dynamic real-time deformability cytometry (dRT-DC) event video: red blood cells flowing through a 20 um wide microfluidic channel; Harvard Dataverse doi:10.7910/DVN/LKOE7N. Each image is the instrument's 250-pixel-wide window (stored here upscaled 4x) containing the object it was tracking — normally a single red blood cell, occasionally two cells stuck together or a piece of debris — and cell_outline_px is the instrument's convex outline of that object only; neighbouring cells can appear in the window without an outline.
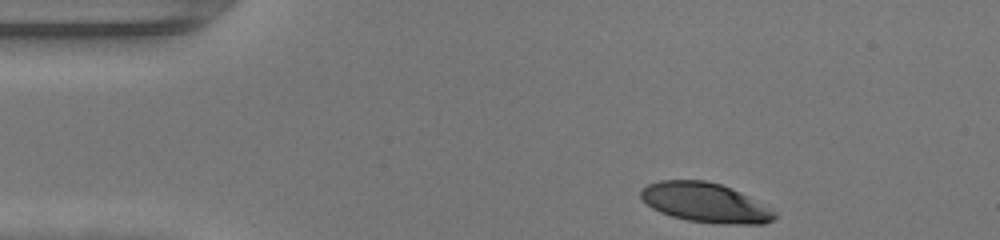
{"species": "human", "species_latin": "Homo sapiens", "temperature_condition": "warm", "stored_images_in_passage": 33, "camera_frame_rate_fps": 3000, "um_per_image_px": 0.085, "donor": {"sex": "female"}, "frame": {"image": 1, "passage_image": 1, "time_ms": 0.0, "image_size_px": [1000, 240], "cell_outline_px": [[776, 216], [772, 220], [764, 224], [720, 224], [688, 220], [672, 216], [660, 212], [652, 208], [640, 196], [640, 188], [648, 184], [660, 180], [704, 180], [720, 184], [732, 188], [748, 196], [776, 212]], "centroid_in_image_um": [59.93, 17.22], "position_along_channel_um": 25.1, "area_um2": 30.69}}
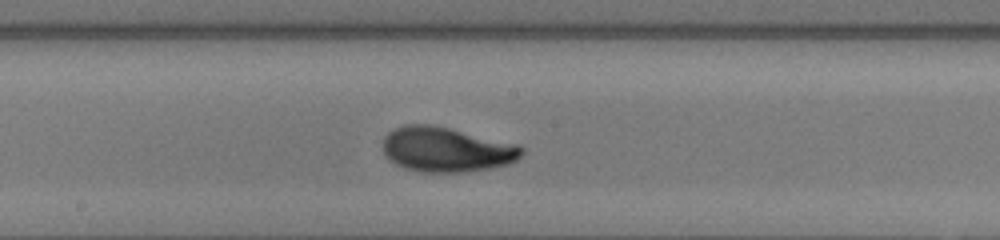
{"frame": {"image": 2, "passage_image": 19, "time_ms": 6.0, "image_size_px": [1000, 240], "cell_outline_px": [[524, 152], [516, 160], [508, 164], [488, 168], [464, 172], [420, 172], [404, 168], [396, 164], [384, 156], [384, 136], [392, 128], [404, 124], [432, 124], [520, 144], [524, 148]], "centroid_in_image_um": [37.93, 12.69], "position_along_channel_um": 210.3, "area_um2": 36.59}}
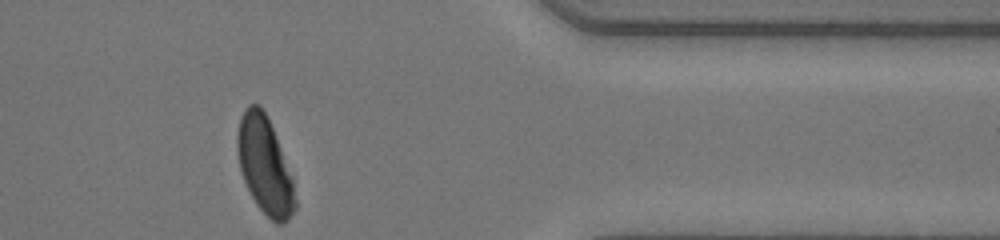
{"frame": {"image": 3, "passage_image": 33, "time_ms": 10.667, "image_size_px": [1000, 240], "cell_outline_px": [[296, 208], [288, 220], [284, 224], [276, 224], [256, 204], [244, 180], [240, 168], [236, 148], [236, 136], [240, 120], [244, 108], [248, 104], [260, 104], [276, 136], [292, 180], [296, 200]], "centroid_in_image_um": [22.49, 14.07], "position_along_channel_um": 388.9, "area_um2": 32.19}, "authors_computed_cell_mechanics": {"area_um2": 34.7956, "velocity_mm_per_s": 4.3138, "shape_relaxation_time_tau1_ms": 3.4466, "shape_relaxation_time_tau2_ms": 0.8622, "deformation_change_tau1": 0.1884, "deformation_change_tau2": 0.0526}}